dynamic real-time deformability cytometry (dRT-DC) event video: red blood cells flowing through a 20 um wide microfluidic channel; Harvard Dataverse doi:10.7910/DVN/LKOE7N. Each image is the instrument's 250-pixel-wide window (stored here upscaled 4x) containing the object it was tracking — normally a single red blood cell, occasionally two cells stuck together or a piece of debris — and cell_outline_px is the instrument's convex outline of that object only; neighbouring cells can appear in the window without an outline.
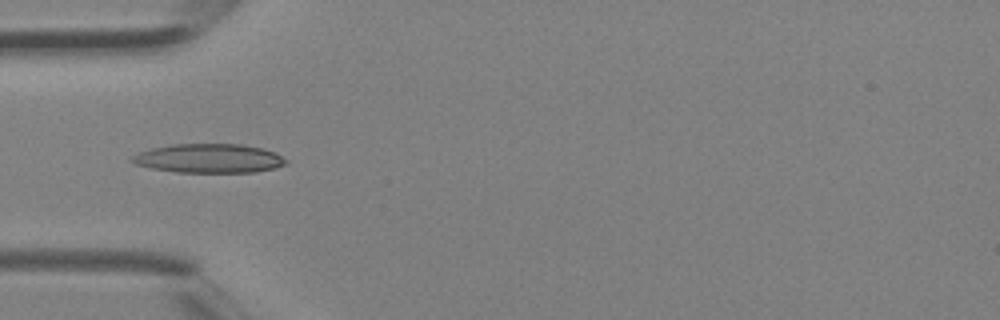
{"species": "Egyptian fruit bat (a non-hibernating species)", "species_latin": "Rousettus aegyptiacus", "temperature_condition": "room temperature", "stored_images_in_passage": 4, "camera_frame_rate_fps": 3000, "um_per_image_px": 0.085, "animal": {"sex": "female"}, "frame": {"image": 1, "passage_image": 4, "time_ms": 1.0, "image_size_px": [1000, 320], "cell_outline_px": [[288, 164], [276, 168], [256, 172], [176, 172], [152, 168], [136, 164], [128, 160], [132, 156], [140, 152], [152, 148], [172, 144], [240, 144], [264, 148], [276, 152], [288, 160]], "centroid_in_image_um": [17.82, 13.46], "position_along_channel_um": 67.2, "area_um2": 26.24}}